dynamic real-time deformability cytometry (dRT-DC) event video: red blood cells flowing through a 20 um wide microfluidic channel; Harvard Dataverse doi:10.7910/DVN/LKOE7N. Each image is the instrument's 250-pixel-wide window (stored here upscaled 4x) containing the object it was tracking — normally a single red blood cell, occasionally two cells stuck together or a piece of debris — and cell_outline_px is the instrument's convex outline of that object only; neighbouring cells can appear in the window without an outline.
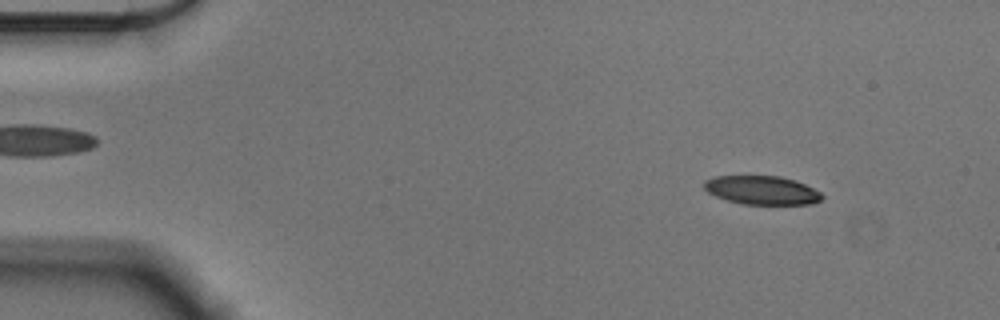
{"species": "Egyptian fruit bat (a non-hibernating species)", "species_latin": "Rousettus aegyptiacus", "temperature_condition": "cold", "stored_images_in_passage": 56, "camera_frame_rate_fps": 3000, "um_per_image_px": 0.085, "animal": {"sex": "male"}, "frame": {"image": 1, "passage_image": 6, "time_ms": 1.667, "image_size_px": [1000, 320], "cell_outline_px": [[824, 196], [820, 200], [812, 204], [744, 204], [728, 200], [716, 196], [708, 192], [704, 188], [704, 180], [716, 176], [780, 176], [796, 180], [820, 192]], "centroid_in_image_um": [64.76, 16.16], "position_along_channel_um": 20.2, "area_um2": 19.59}}
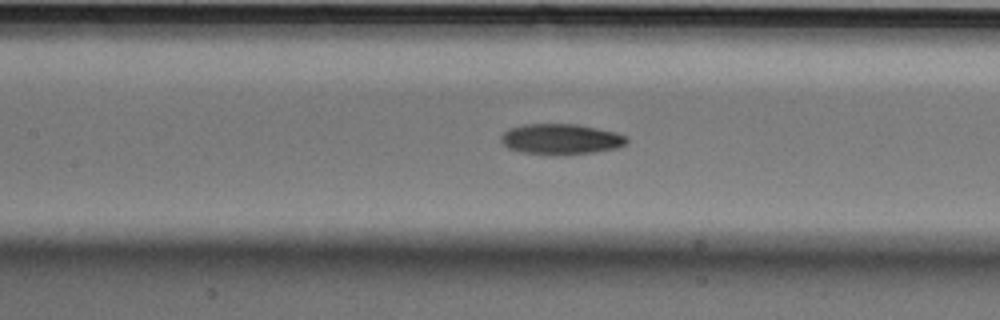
{"frame": {"image": 2, "passage_image": 25, "time_ms": 8.0, "image_size_px": [1000, 320], "cell_outline_px": [[628, 140], [624, 144], [616, 148], [592, 152], [560, 156], [520, 152], [508, 148], [500, 140], [500, 136], [508, 128], [524, 124], [576, 124], [616, 132], [624, 136]], "centroid_in_image_um": [47.62, 11.83], "position_along_channel_um": 159.8, "area_um2": 22.48}}
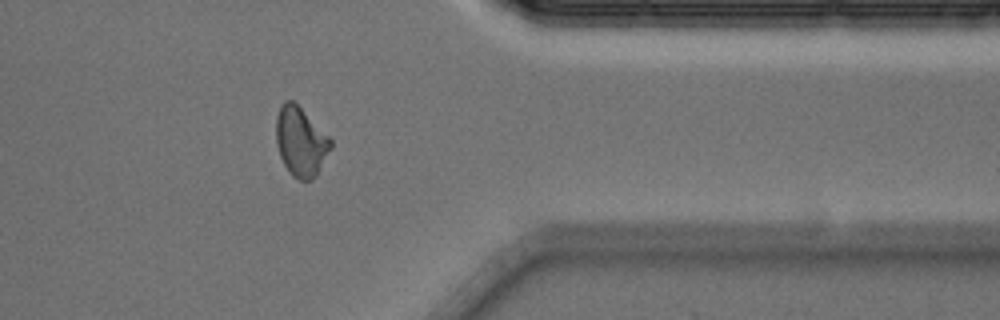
{"frame": {"image": 3, "passage_image": 45, "time_ms": 14.667, "image_size_px": [1000, 320], "cell_outline_px": [[332, 148], [316, 176], [312, 180], [300, 180], [292, 176], [288, 172], [280, 156], [276, 144], [276, 116], [280, 104], [284, 100], [292, 100], [332, 140]], "centroid_in_image_um": [25.54, 12.06], "position_along_channel_um": 385.9, "area_um2": 22.02}, "authors_computed_cell_mechanics": {"area_um2": 21.5305, "velocity_mm_per_s": 3.5788, "shape_relaxation_time_tau1_ms": 5.1499, "shape_relaxation_time_tau2_ms": 8.8864, "deformation_change_tau1": 0.1574, "deformation_change_tau2": 0.1472}}